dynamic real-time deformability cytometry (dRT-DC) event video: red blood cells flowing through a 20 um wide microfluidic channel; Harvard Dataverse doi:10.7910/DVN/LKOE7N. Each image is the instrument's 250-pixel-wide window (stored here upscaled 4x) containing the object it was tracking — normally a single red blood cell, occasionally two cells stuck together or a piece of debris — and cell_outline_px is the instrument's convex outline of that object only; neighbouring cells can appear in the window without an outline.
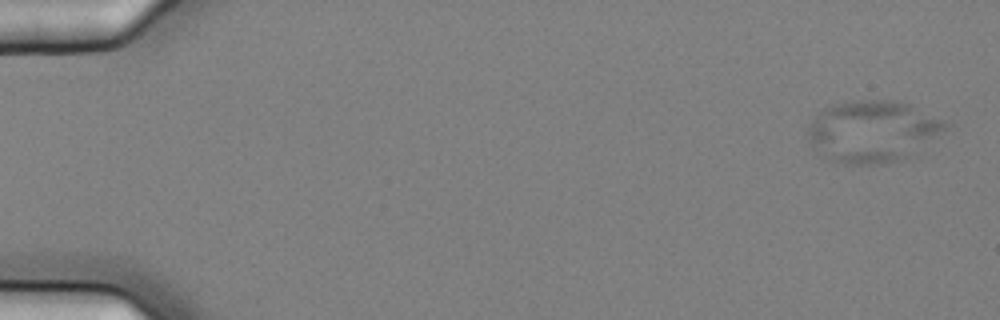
{"species": "common noctule bat (a hibernating species)", "species_latin": "Nyctalus noctula", "temperature_condition": "cold", "stored_images_in_passage": 10, "camera_frame_rate_fps": 3000, "um_per_image_px": 0.085, "animal": {"sex": "female", "body_mass_g": 25.1}, "frame": {"image": 1, "passage_image": 1, "time_ms": 0.0, "image_size_px": [1000, 320], "cell_outline_px": [[952, 124], [948, 128], [904, 156], [888, 164], [844, 164], [828, 160], [812, 148], [808, 140], [808, 124], [828, 104], [852, 100], [896, 100], [908, 104], [944, 120]], "centroid_in_image_um": [74.08, 11.14], "position_along_channel_um": 10.9, "area_um2": 49.13}}
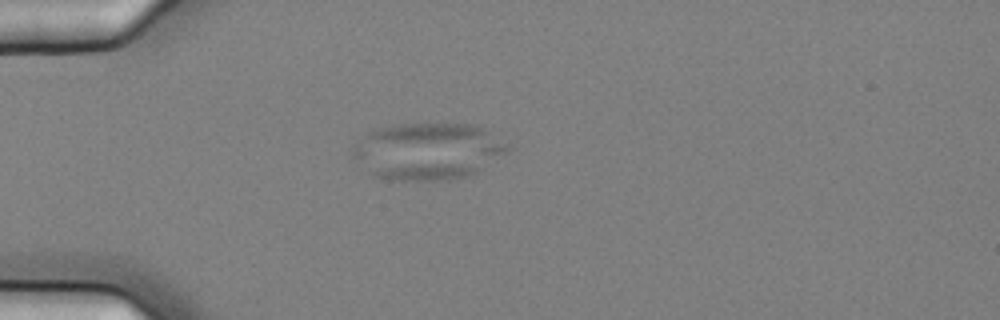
{"frame": {"image": 2, "passage_image": 5, "time_ms": 1.333, "image_size_px": [1000, 320], "cell_outline_px": [[512, 148], [508, 152], [476, 172], [468, 176], [448, 180], [392, 180], [376, 176], [352, 156], [352, 148], [372, 128], [396, 124], [480, 124]], "centroid_in_image_um": [36.39, 12.83], "position_along_channel_um": 48.6, "area_um2": 51.27}}
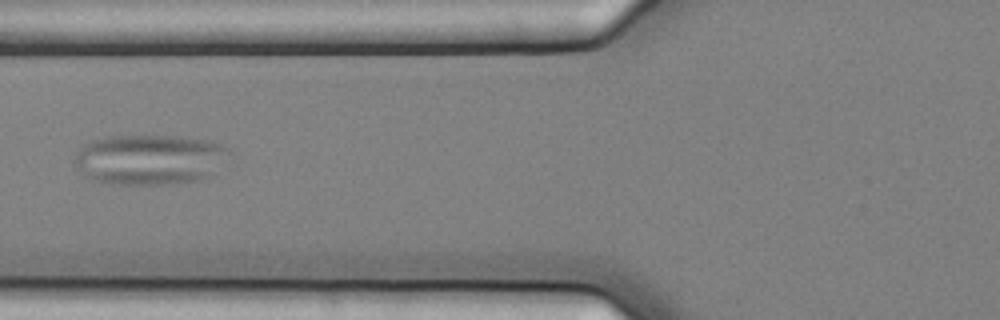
{"frame": {"image": 3, "passage_image": 7, "time_ms": 2.0, "image_size_px": [1000, 320], "cell_outline_px": [[232, 152], [216, 176], [200, 180], [172, 184], [112, 184], [96, 180], [88, 176], [76, 168], [76, 152], [80, 148], [92, 140], [108, 136], [180, 136], [208, 140], [220, 144], [228, 148]], "centroid_in_image_um": [12.83, 13.56], "position_along_channel_um": 113.0, "area_um2": 45.84}}